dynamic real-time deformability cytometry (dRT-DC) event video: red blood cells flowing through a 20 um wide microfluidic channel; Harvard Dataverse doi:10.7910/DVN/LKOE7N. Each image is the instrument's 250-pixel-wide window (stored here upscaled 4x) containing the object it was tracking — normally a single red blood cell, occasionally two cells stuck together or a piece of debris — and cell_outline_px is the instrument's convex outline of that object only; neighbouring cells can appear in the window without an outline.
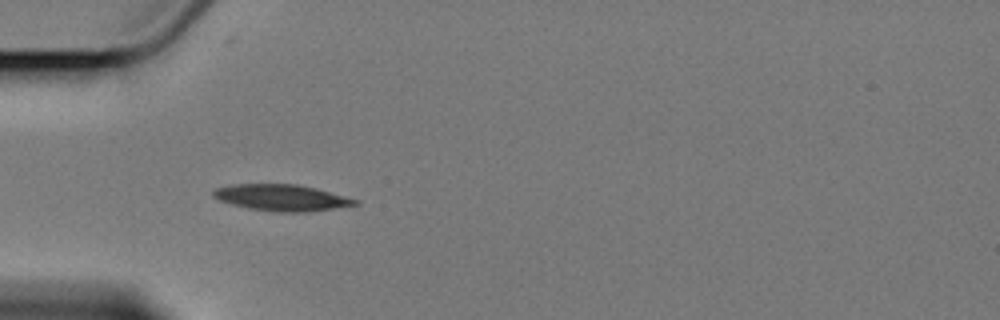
{"species": "Egyptian fruit bat (a non-hibernating species)", "species_latin": "Rousettus aegyptiacus", "temperature_condition": "cold", "stored_images_in_passage": 8, "camera_frame_rate_fps": 3000, "um_per_image_px": 0.085, "animal": {"sex": "female"}, "frame": {"image": 1, "passage_image": 6, "time_ms": 6.0, "image_size_px": [1000, 320], "cell_outline_px": [[356, 204], [332, 208], [304, 212], [272, 212], [232, 204], [220, 200], [212, 196], [212, 192], [216, 188], [236, 184], [296, 184], [316, 188], [356, 200]], "centroid_in_image_um": [23.87, 16.79], "position_along_channel_um": 61.1, "area_um2": 21.21}}
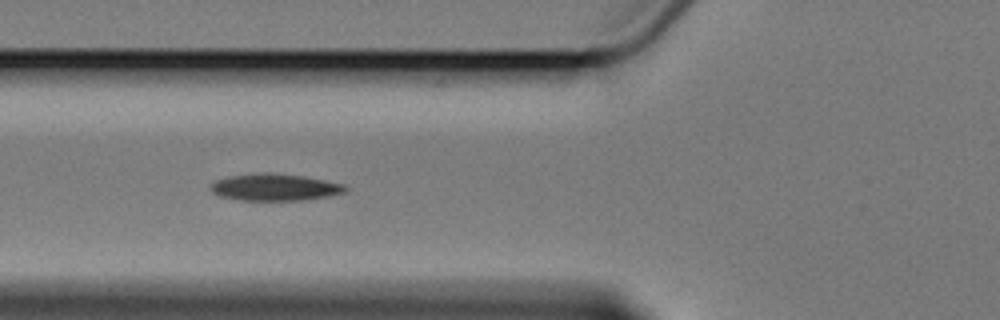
{"frame": {"image": 2, "passage_image": 7, "time_ms": 7.333, "image_size_px": [1000, 320], "cell_outline_px": [[348, 188], [344, 192], [328, 196], [304, 200], [236, 200], [220, 196], [212, 192], [208, 188], [216, 180], [228, 176], [264, 172], [272, 172], [304, 176], [344, 184]], "centroid_in_image_um": [23.33, 15.91], "position_along_channel_um": 102.5, "area_um2": 21.21}}
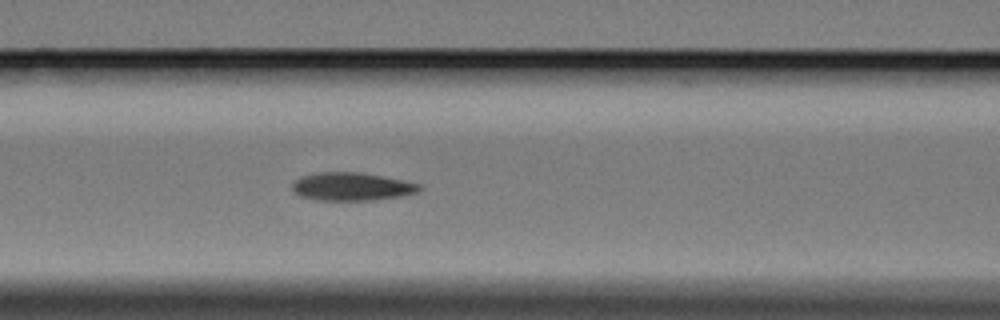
{"frame": {"image": 3, "passage_image": 8, "time_ms": 8.333, "image_size_px": [1000, 320], "cell_outline_px": [[424, 188], [416, 192], [404, 196], [372, 200], [316, 200], [300, 196], [292, 188], [292, 184], [300, 176], [320, 172], [360, 172], [420, 184]], "centroid_in_image_um": [29.9, 15.86], "position_along_channel_um": 136.7, "area_um2": 20.69}}